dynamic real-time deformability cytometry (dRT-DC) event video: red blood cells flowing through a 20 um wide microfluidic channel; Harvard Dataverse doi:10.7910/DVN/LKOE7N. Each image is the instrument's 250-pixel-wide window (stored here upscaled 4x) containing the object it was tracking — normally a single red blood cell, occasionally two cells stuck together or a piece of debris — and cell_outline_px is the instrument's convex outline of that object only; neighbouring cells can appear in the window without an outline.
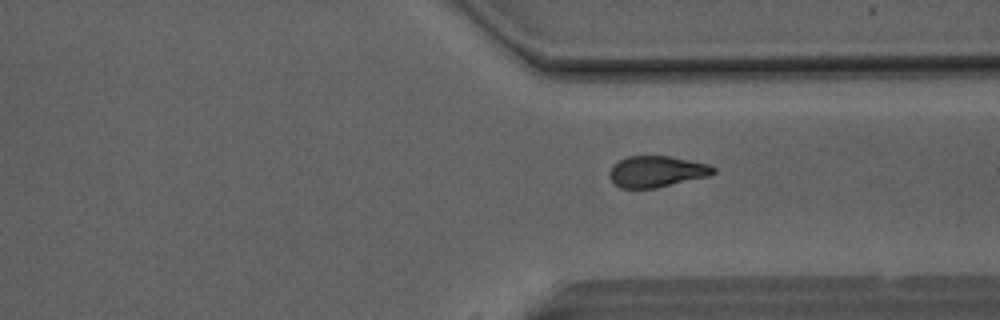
{"species": "Egyptian fruit bat (a non-hibernating species)", "species_latin": "Rousettus aegyptiacus", "temperature_condition": "room temperature", "stored_images_in_passage": 37, "camera_frame_rate_fps": 3000, "um_per_image_px": 0.085, "animal": {"sex": "male"}, "frame": {"image": 1, "passage_image": 37, "time_ms": 12.0, "image_size_px": [1000, 320], "cell_outline_px": [[716, 172], [708, 176], [656, 188], [620, 188], [608, 176], [608, 172], [620, 160], [628, 156], [668, 156], [708, 164], [716, 168]], "centroid_in_image_um": [55.82, 14.58], "position_along_channel_um": 355.6, "area_um2": 18.67}}